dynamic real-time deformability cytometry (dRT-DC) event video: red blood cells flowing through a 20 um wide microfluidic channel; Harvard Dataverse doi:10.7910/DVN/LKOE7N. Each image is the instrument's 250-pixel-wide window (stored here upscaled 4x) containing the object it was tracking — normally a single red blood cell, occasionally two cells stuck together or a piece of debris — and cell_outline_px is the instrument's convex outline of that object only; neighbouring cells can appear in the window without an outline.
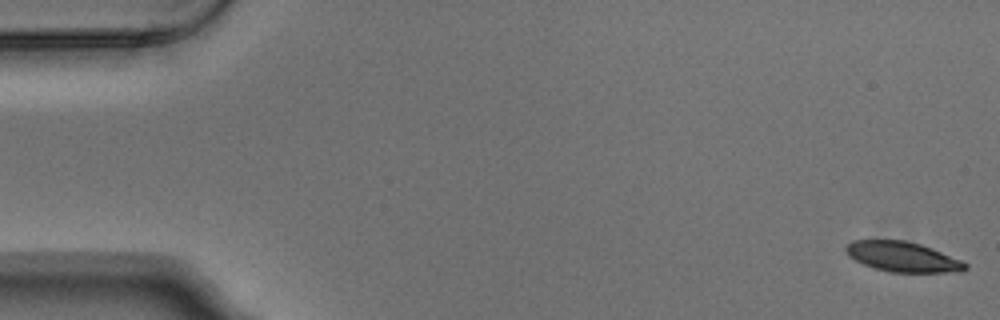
{"species": "Egyptian fruit bat (a non-hibernating species)", "species_latin": "Rousettus aegyptiacus", "temperature_condition": "warm", "stored_images_in_passage": 5, "camera_frame_rate_fps": 3000, "um_per_image_px": 0.085, "animal": {"sex": "male"}, "frame": {"image": 1, "passage_image": 1, "time_ms": 0.0, "image_size_px": [1000, 320], "cell_outline_px": [[968, 268], [964, 272], [888, 272], [864, 264], [848, 256], [844, 248], [852, 240], [904, 240], [920, 244], [932, 248], [960, 260], [968, 264]], "centroid_in_image_um": [76.74, 21.83], "position_along_channel_um": 8.3, "area_um2": 20.87}}
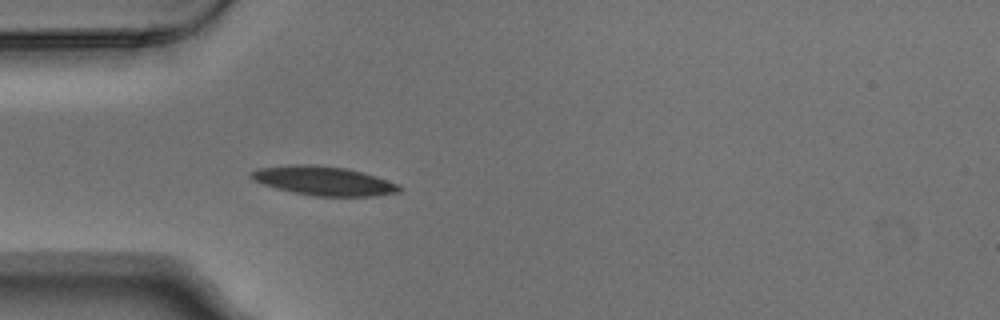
{"frame": {"image": 2, "passage_image": 5, "time_ms": 1.333, "image_size_px": [1000, 320], "cell_outline_px": [[404, 188], [400, 192], [376, 196], [312, 196], [292, 192], [276, 188], [252, 180], [248, 176], [248, 172], [260, 168], [288, 164], [312, 164], [344, 168], [364, 172], [400, 184]], "centroid_in_image_um": [27.52, 15.37], "position_along_channel_um": 57.5, "area_um2": 25.43}}